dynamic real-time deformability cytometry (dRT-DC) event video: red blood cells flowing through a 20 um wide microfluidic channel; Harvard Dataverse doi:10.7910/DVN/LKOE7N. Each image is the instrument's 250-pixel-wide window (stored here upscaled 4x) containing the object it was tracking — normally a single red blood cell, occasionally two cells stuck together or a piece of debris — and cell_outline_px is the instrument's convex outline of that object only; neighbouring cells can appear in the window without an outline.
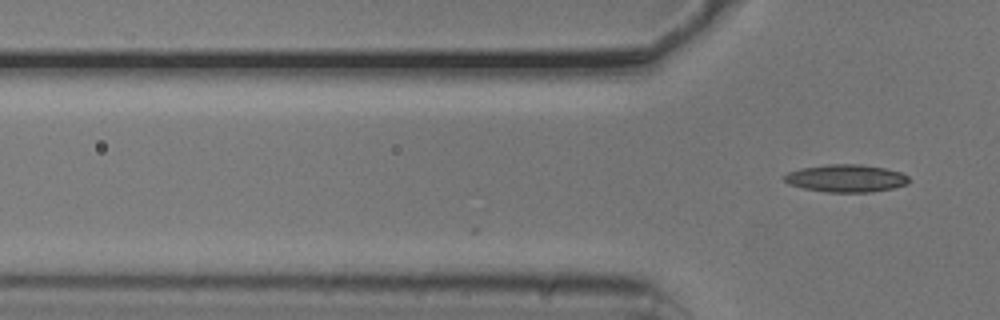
{"species": "common noctule bat (a hibernating species)", "species_latin": "Nyctalus noctula", "temperature_condition": "cold", "stored_images_in_passage": 2, "camera_frame_rate_fps": 3000, "um_per_image_px": 0.085, "animal": {"sex": "male", "body_mass_g": 20.5, "forearm_length_mm": 52.5}, "frame": {"image": 1, "passage_image": 2, "time_ms": 0.333, "image_size_px": [1000, 320], "cell_outline_px": [[912, 180], [908, 184], [892, 188], [872, 192], [824, 192], [804, 188], [788, 184], [784, 180], [784, 176], [788, 172], [800, 168], [828, 164], [860, 164], [884, 168], [900, 172], [908, 176]], "centroid_in_image_um": [71.93, 15.15], "position_along_channel_um": 53.9, "area_um2": 20.11}}